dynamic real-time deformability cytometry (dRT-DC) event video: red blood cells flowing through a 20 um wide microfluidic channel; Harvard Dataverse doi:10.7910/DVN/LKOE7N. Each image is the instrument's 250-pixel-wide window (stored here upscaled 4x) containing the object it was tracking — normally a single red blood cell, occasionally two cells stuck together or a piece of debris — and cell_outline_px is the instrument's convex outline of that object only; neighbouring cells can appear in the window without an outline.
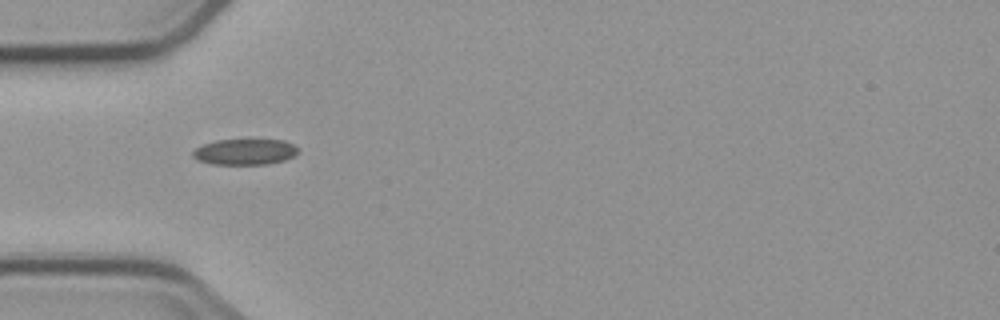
{"species": "common noctule bat (a hibernating species)", "species_latin": "Nyctalus noctula", "temperature_condition": "cold", "stored_images_in_passage": 9, "camera_frame_rate_fps": 3000, "um_per_image_px": 0.085, "animal": {"sex": "male", "body_mass_g": 23.1, "forearm_length_mm": 52.7}, "frame": {"image": 1, "passage_image": 4, "time_ms": 3.667, "image_size_px": [1000, 320], "cell_outline_px": [[300, 152], [284, 160], [268, 164], [212, 164], [196, 160], [192, 156], [192, 152], [196, 148], [204, 144], [216, 140], [284, 140], [292, 144]], "centroid_in_image_um": [20.79, 12.91], "position_along_channel_um": 64.2, "area_um2": 15.78}}
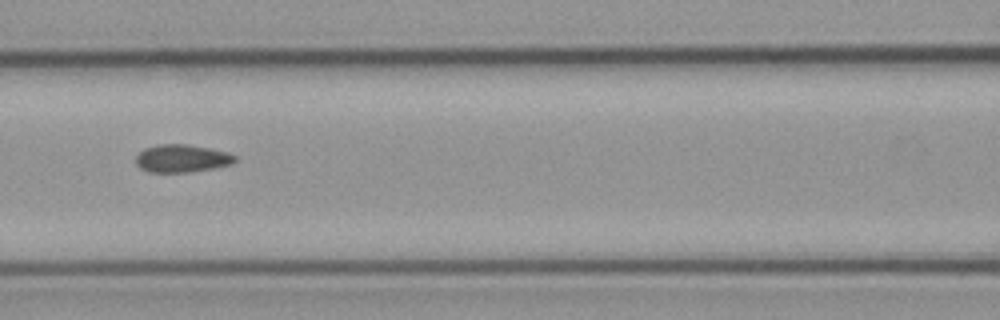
{"frame": {"image": 2, "passage_image": 6, "time_ms": 6.0, "image_size_px": [1000, 320], "cell_outline_px": [[236, 160], [232, 164], [216, 168], [188, 172], [148, 172], [140, 168], [136, 164], [136, 156], [144, 148], [160, 144], [188, 144], [228, 152], [236, 156]], "centroid_in_image_um": [15.46, 13.47], "position_along_channel_um": 151.1, "area_um2": 16.13}}
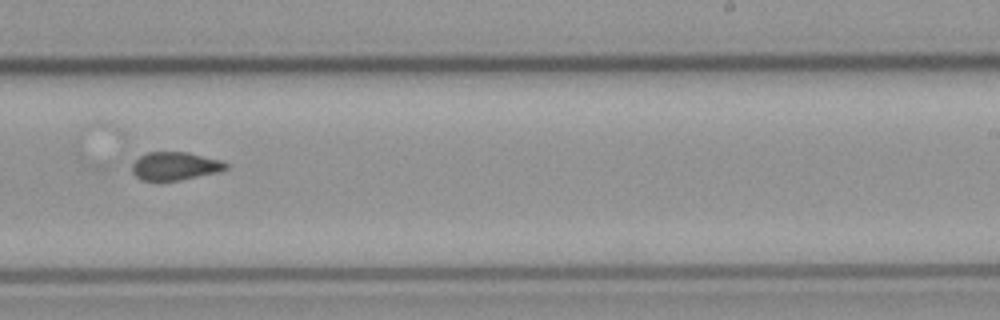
{"frame": {"image": 3, "passage_image": 9, "time_ms": 9.333, "image_size_px": [1000, 320], "cell_outline_px": [[228, 168], [220, 172], [180, 180], [140, 180], [132, 172], [132, 164], [140, 156], [148, 152], [188, 152], [220, 160], [228, 164]], "centroid_in_image_um": [14.89, 14.11], "position_along_channel_um": 274.1, "area_um2": 15.37}}